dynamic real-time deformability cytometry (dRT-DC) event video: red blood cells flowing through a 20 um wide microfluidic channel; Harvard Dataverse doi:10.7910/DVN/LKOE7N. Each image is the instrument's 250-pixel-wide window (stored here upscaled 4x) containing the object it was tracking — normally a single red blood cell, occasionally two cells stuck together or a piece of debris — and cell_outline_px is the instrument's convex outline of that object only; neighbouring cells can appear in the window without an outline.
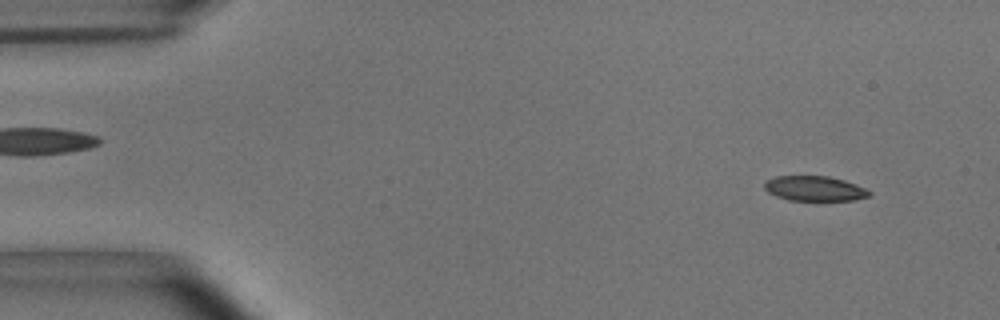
{"species": "common noctule bat (a hibernating species)", "species_latin": "Nyctalus noctula", "temperature_condition": "room temperature", "stored_images_in_passage": 8, "camera_frame_rate_fps": 3000, "um_per_image_px": 0.085, "animal": {"sex": "male", "body_mass_g": 15.6}, "frame": {"image": 1, "passage_image": 3, "time_ms": 0.667, "image_size_px": [1000, 320], "cell_outline_px": [[872, 192], [868, 196], [856, 200], [788, 200], [776, 196], [768, 192], [764, 188], [764, 180], [776, 176], [828, 176], [844, 180], [856, 184]], "centroid_in_image_um": [69.21, 16.02], "position_along_channel_um": 15.8, "area_um2": 15.26}}